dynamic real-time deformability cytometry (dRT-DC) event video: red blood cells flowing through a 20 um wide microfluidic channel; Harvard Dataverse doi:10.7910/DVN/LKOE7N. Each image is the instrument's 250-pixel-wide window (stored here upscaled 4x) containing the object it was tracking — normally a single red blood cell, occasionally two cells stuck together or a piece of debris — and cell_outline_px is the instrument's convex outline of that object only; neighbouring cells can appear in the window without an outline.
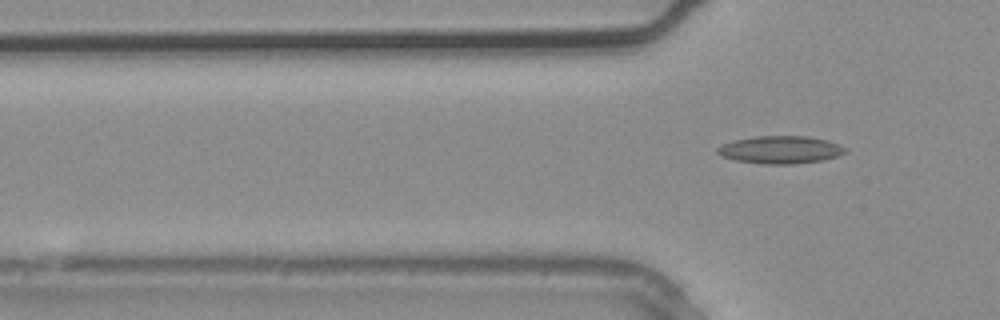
{"species": "common noctule bat (a hibernating species)", "species_latin": "Nyctalus noctula", "temperature_condition": "warm", "stored_images_in_passage": 4, "camera_frame_rate_fps": 3000, "um_per_image_px": 0.085, "animal": {"sex": "male", "body_mass_g": 20.4}, "frame": {"image": 1, "passage_image": 4, "time_ms": 1.0, "image_size_px": [1000, 320], "cell_outline_px": [[848, 152], [824, 160], [792, 164], [764, 164], [736, 160], [720, 156], [716, 152], [716, 148], [732, 140], [756, 136], [808, 136], [828, 140], [840, 144], [848, 148]], "centroid_in_image_um": [66.36, 12.72], "position_along_channel_um": 59.4, "area_um2": 20.81}}